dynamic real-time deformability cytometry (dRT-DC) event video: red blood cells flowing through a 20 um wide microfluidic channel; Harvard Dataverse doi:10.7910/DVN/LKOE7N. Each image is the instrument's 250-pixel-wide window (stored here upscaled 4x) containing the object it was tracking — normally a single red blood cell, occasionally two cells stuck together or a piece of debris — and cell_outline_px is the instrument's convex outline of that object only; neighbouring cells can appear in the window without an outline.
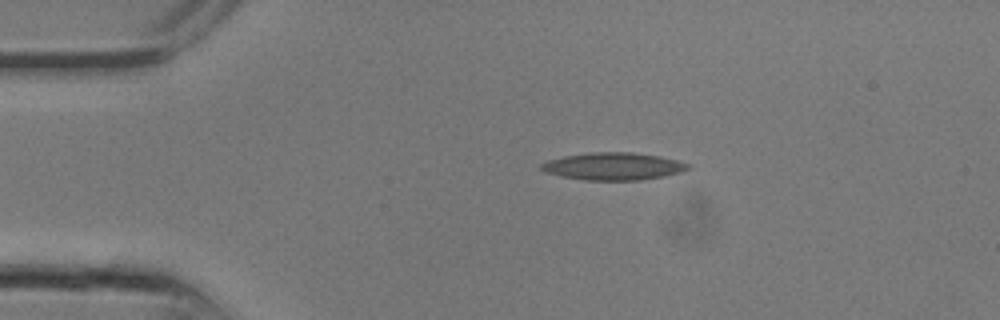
{"species": "common noctule bat (a hibernating species)", "species_latin": "Nyctalus noctula", "temperature_condition": "room temperature", "stored_images_in_passage": 10, "camera_frame_rate_fps": 3000, "um_per_image_px": 0.085, "animal": {"sex": "male", "body_mass_g": 13.3}, "frame": {"image": 1, "passage_image": 1, "time_ms": 0.0, "image_size_px": [1000, 320], "cell_outline_px": [[692, 168], [680, 172], [664, 176], [640, 180], [584, 180], [560, 176], [544, 172], [540, 168], [540, 164], [548, 160], [564, 156], [588, 152], [632, 152], [660, 156], [692, 164]], "centroid_in_image_um": [52.14, 14.13], "position_along_channel_um": 32.9, "area_um2": 23.64}}
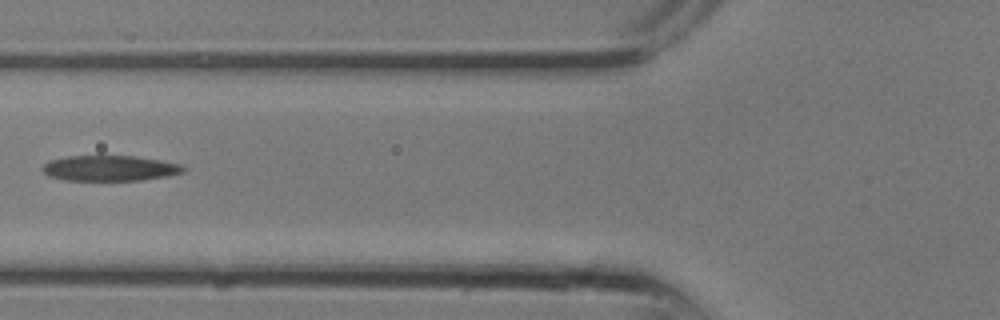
{"frame": {"image": 2, "passage_image": 6, "time_ms": 1.667, "image_size_px": [1000, 320], "cell_outline_px": [[188, 168], [184, 172], [168, 176], [144, 180], [64, 180], [48, 176], [40, 168], [48, 160], [68, 156], [136, 156], [160, 160], [180, 164]], "centroid_in_image_um": [9.34, 14.3], "position_along_channel_um": 116.5, "area_um2": 21.1}}
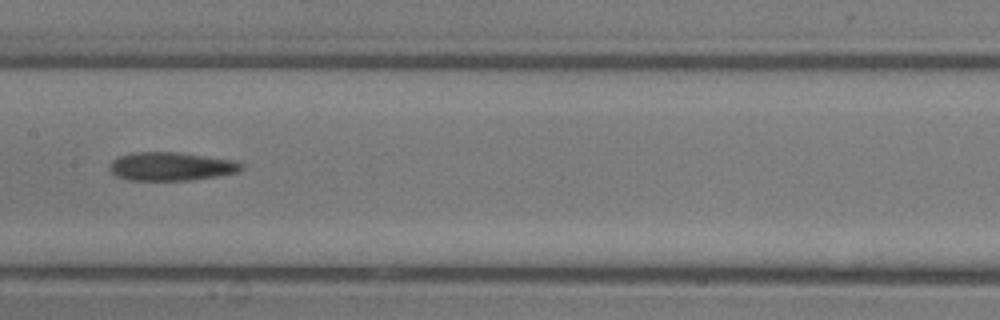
{"frame": {"image": 3, "passage_image": 9, "time_ms": 2.667, "image_size_px": [1000, 320], "cell_outline_px": [[244, 168], [240, 172], [216, 176], [188, 180], [128, 180], [116, 176], [108, 168], [108, 164], [116, 156], [132, 152], [180, 152], [236, 160], [244, 164]], "centroid_in_image_um": [14.54, 14.13], "position_along_channel_um": 192.9, "area_um2": 22.25}}